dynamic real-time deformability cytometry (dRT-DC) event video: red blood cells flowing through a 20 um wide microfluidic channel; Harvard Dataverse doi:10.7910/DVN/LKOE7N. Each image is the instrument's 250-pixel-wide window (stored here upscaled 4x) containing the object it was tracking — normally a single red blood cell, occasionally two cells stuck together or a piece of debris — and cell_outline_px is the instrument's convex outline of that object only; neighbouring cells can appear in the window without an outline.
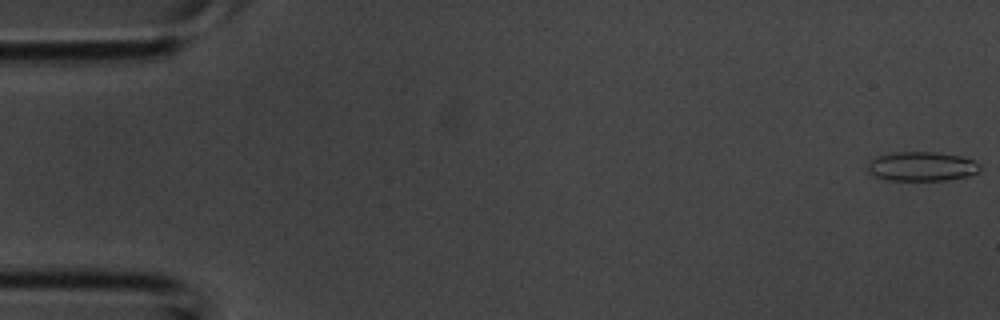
{"species": "common noctule bat (a hibernating species)", "species_latin": "Nyctalus noctula", "temperature_condition": "room temperature", "stored_images_in_passage": 41, "camera_frame_rate_fps": 3000, "um_per_image_px": 0.085, "animal": {"sex": "male", "body_mass_g": 20.1, "forearm_length_mm": 53.5}, "frame": {"image": 1, "passage_image": 1, "time_ms": 0.0, "image_size_px": [1000, 320], "cell_outline_px": [[980, 168], [976, 172], [968, 176], [948, 180], [888, 180], [876, 176], [868, 172], [868, 164], [876, 156], [892, 152], [936, 152], [964, 156], [980, 164]], "centroid_in_image_um": [78.36, 14.13], "position_along_channel_um": 6.6, "area_um2": 19.19}}
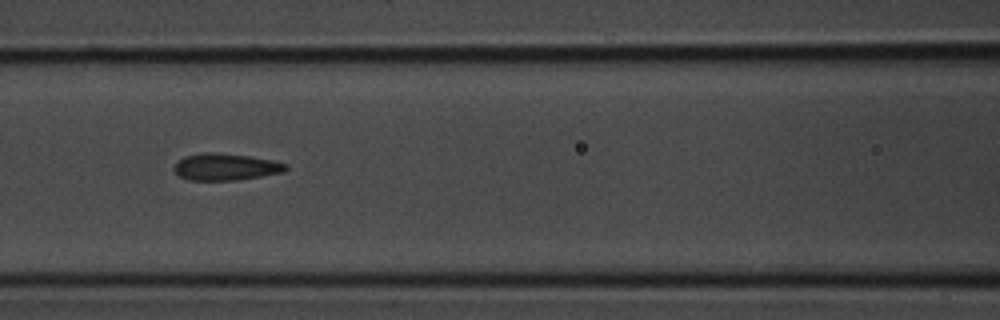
{"frame": {"image": 2, "passage_image": 18, "time_ms": 5.667, "image_size_px": [1000, 320], "cell_outline_px": [[288, 168], [284, 172], [236, 180], [188, 180], [180, 176], [172, 168], [184, 156], [204, 152], [212, 152], [248, 156], [272, 160], [288, 164]], "centroid_in_image_um": [19.18, 14.18], "position_along_channel_um": 147.4, "area_um2": 17.34}}
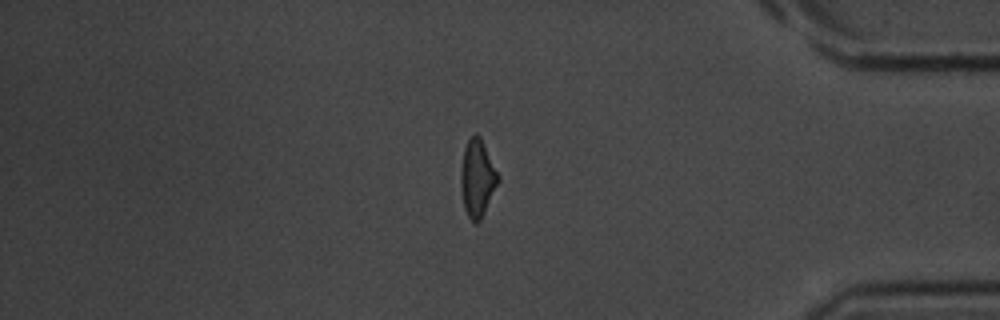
{"frame": {"image": 3, "passage_image": 35, "time_ms": 11.333, "image_size_px": [1000, 320], "cell_outline_px": [[500, 180], [480, 220], [476, 224], [468, 216], [464, 208], [460, 184], [460, 172], [464, 148], [468, 140], [476, 132], [480, 136], [500, 176]], "centroid_in_image_um": [40.57, 15.13], "position_along_channel_um": 394.6, "area_um2": 16.76}}